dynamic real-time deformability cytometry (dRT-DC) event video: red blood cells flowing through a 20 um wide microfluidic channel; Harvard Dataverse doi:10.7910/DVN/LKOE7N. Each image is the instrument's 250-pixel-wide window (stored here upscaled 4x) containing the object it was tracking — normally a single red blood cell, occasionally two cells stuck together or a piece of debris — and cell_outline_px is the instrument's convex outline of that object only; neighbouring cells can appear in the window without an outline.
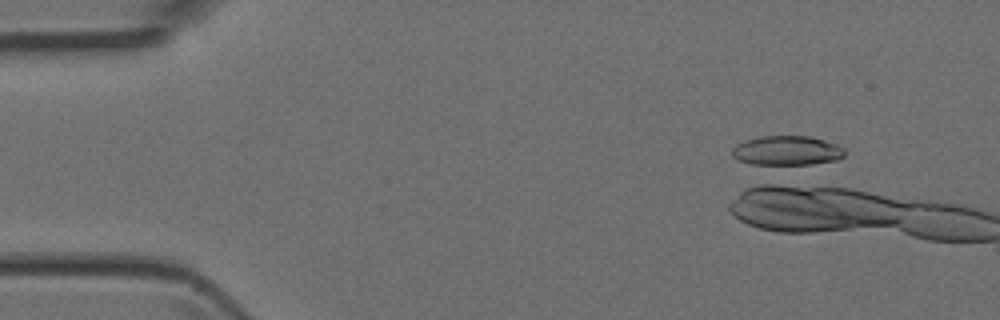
{"species": "Egyptian fruit bat (a non-hibernating species)", "species_latin": "Rousettus aegyptiacus", "temperature_condition": "room temperature", "stored_images_in_passage": 4, "camera_frame_rate_fps": 3000, "um_per_image_px": 0.085, "animal": {"sex": "female"}, "frame": {"image": 1, "passage_image": 1, "time_ms": 0.0, "image_size_px": [1000, 320], "cell_outline_px": [[844, 156], [836, 160], [812, 164], [772, 168], [764, 168], [736, 160], [732, 156], [732, 148], [736, 144], [744, 140], [760, 136], [808, 136], [824, 140], [836, 144], [844, 148]], "centroid_in_image_um": [66.8, 12.86], "position_along_channel_um": 18.2, "area_um2": 20.4}}